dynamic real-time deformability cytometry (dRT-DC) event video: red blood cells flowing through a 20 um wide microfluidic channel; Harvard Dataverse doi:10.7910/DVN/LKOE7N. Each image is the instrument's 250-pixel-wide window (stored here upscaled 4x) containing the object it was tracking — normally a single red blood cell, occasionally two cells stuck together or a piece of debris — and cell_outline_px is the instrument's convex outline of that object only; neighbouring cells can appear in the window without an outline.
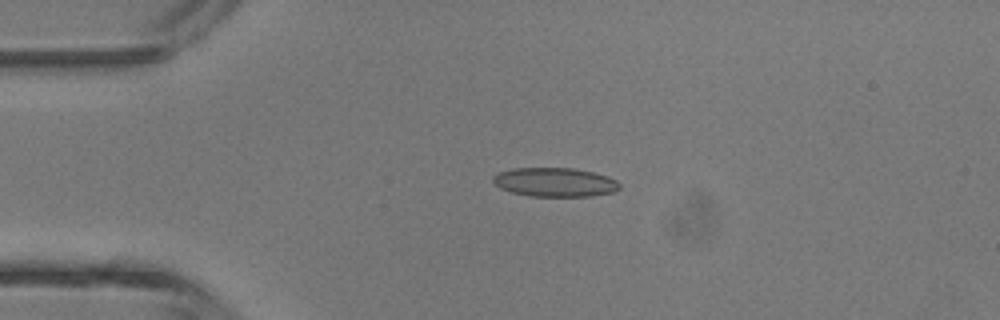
{"species": "common noctule bat (a hibernating species)", "species_latin": "Nyctalus noctula", "temperature_condition": "room temperature", "stored_images_in_passage": 4, "camera_frame_rate_fps": 3000, "um_per_image_px": 0.085, "animal": {"sex": "male", "body_mass_g": 13.3}, "frame": {"image": 1, "passage_image": 3, "time_ms": 2.333, "image_size_px": [1000, 320], "cell_outline_px": [[620, 188], [612, 192], [592, 196], [528, 196], [512, 192], [500, 188], [492, 180], [492, 176], [500, 172], [512, 168], [572, 168], [592, 172], [608, 176], [616, 180], [620, 184]], "centroid_in_image_um": [47.16, 15.48], "position_along_channel_um": 37.8, "area_um2": 21.33}}